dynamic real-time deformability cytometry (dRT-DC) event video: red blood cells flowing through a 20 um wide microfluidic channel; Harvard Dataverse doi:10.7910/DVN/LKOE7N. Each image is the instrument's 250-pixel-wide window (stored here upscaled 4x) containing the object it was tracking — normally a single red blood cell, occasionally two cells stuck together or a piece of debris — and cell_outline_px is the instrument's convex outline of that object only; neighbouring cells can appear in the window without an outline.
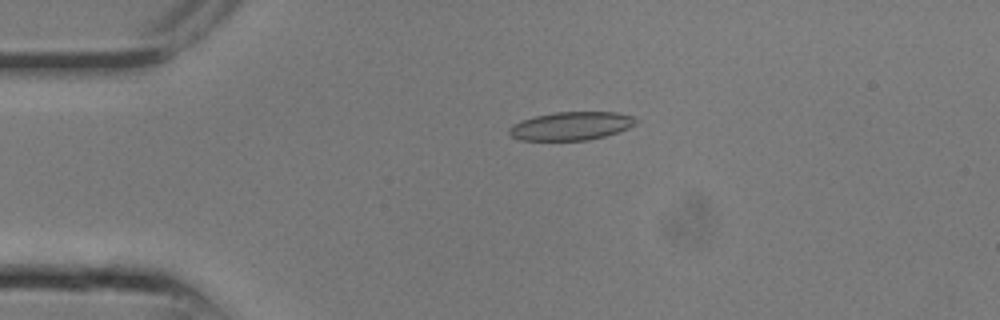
{"species": "common noctule bat (a hibernating species)", "species_latin": "Nyctalus noctula", "temperature_condition": "room temperature", "stored_images_in_passage": 10, "camera_frame_rate_fps": 3000, "um_per_image_px": 0.085, "animal": {"sex": "male", "body_mass_g": 13.3}, "frame": {"image": 1, "passage_image": 5, "time_ms": 1.333, "image_size_px": [1000, 320], "cell_outline_px": [[636, 124], [628, 128], [604, 136], [588, 140], [520, 140], [512, 136], [508, 132], [508, 128], [512, 124], [536, 116], [556, 112], [616, 112], [636, 116]], "centroid_in_image_um": [48.56, 10.7], "position_along_channel_um": 36.4, "area_um2": 20.81}}
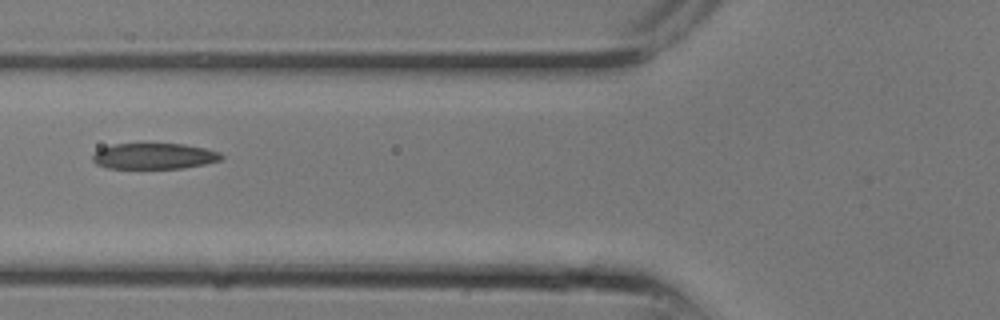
{"frame": {"image": 2, "passage_image": 9, "time_ms": 2.667, "image_size_px": [1000, 320], "cell_outline_px": [[224, 156], [220, 160], [204, 164], [184, 168], [108, 168], [96, 164], [92, 160], [92, 156], [100, 148], [112, 144], [184, 144], [204, 148], [220, 152]], "centroid_in_image_um": [13.09, 13.27], "position_along_channel_um": 112.7, "area_um2": 19.36}}